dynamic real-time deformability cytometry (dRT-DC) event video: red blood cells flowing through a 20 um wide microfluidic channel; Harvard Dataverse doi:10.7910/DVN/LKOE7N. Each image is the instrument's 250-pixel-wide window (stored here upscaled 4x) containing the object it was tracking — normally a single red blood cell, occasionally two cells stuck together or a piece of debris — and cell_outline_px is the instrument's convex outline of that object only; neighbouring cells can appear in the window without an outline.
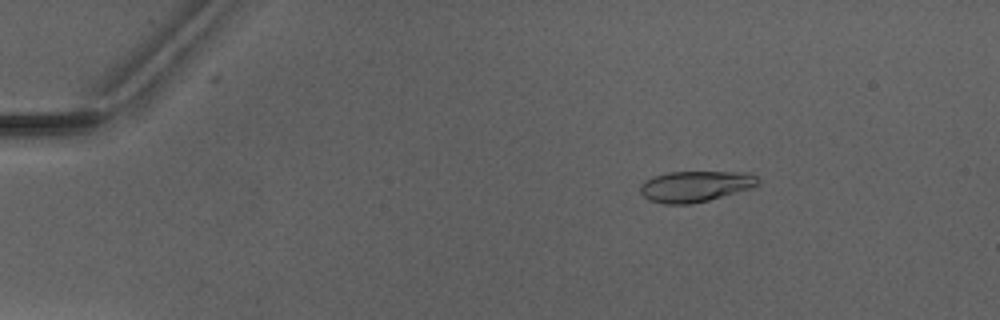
{"species": "Egyptian fruit bat (a non-hibernating species)", "species_latin": "Rousettus aegyptiacus", "temperature_condition": "warm", "stored_images_in_passage": 6, "camera_frame_rate_fps": 3000, "um_per_image_px": 0.085, "animal": {"sex": "male"}, "frame": {"image": 1, "passage_image": 3, "time_ms": 2.667, "image_size_px": [1000, 320], "cell_outline_px": [[760, 184], [752, 188], [708, 200], [692, 204], [664, 204], [648, 200], [640, 192], [640, 184], [644, 180], [668, 172], [752, 172], [760, 180]], "centroid_in_image_um": [59.12, 15.83], "position_along_channel_um": 25.9, "area_um2": 21.39}}
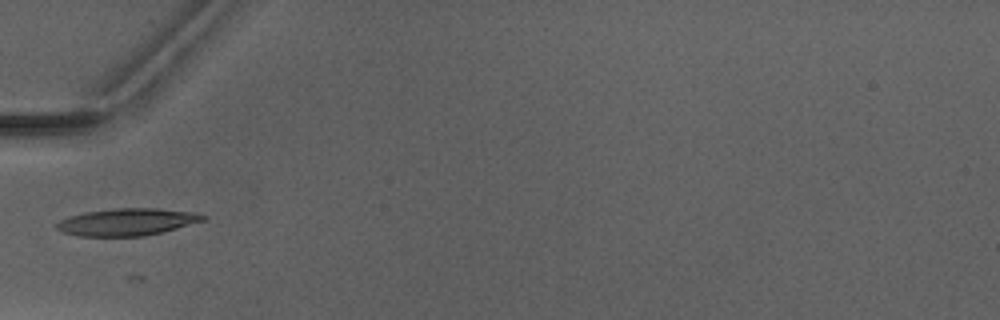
{"frame": {"image": 2, "passage_image": 6, "time_ms": 6.0, "image_size_px": [1000, 320], "cell_outline_px": [[208, 216], [204, 220], [164, 232], [144, 236], [76, 236], [64, 232], [56, 228], [56, 224], [60, 220], [68, 216], [84, 212], [116, 208], [156, 208], [196, 212]], "centroid_in_image_um": [10.81, 18.86], "position_along_channel_um": 74.2, "area_um2": 23.29}}